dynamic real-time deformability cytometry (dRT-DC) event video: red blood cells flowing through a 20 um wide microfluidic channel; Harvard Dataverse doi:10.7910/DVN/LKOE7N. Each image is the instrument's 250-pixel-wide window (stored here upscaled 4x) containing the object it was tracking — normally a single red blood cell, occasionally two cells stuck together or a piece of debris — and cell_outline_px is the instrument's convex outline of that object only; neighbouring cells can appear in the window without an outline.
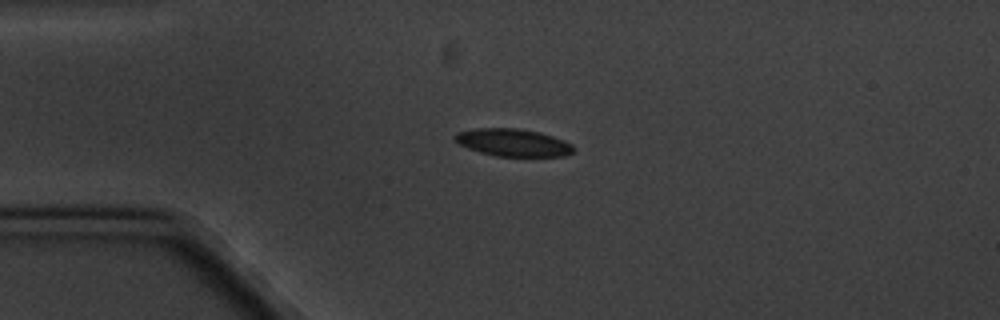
{"species": "common noctule bat (a hibernating species)", "species_latin": "Nyctalus noctula", "temperature_condition": "cold", "stored_images_in_passage": 4, "camera_frame_rate_fps": 3000, "um_per_image_px": 0.085, "animal": {"sex": "male", "body_mass_g": 20.1, "forearm_length_mm": 53.5}, "frame": {"image": 1, "passage_image": 3, "time_ms": 2.333, "image_size_px": [1000, 320], "cell_outline_px": [[576, 148], [572, 152], [564, 156], [496, 156], [480, 152], [468, 148], [452, 140], [452, 136], [456, 132], [476, 128], [516, 128], [540, 132], [564, 140], [572, 144]], "centroid_in_image_um": [43.58, 12.11], "position_along_channel_um": 41.4, "area_um2": 19.13}}